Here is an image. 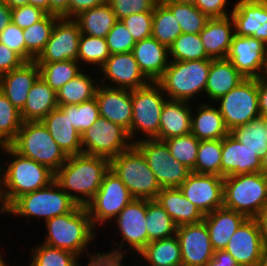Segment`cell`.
Segmentation results:
<instances>
[{
    "label": "cell",
    "mask_w": 267,
    "mask_h": 266,
    "mask_svg": "<svg viewBox=\"0 0 267 266\" xmlns=\"http://www.w3.org/2000/svg\"><path fill=\"white\" fill-rule=\"evenodd\" d=\"M159 0H108V3L118 20L134 13L154 11Z\"/></svg>",
    "instance_id": "obj_52"
},
{
    "label": "cell",
    "mask_w": 267,
    "mask_h": 266,
    "mask_svg": "<svg viewBox=\"0 0 267 266\" xmlns=\"http://www.w3.org/2000/svg\"><path fill=\"white\" fill-rule=\"evenodd\" d=\"M155 200L170 215L177 227L204 220L203 213L186 199L179 188H162Z\"/></svg>",
    "instance_id": "obj_30"
},
{
    "label": "cell",
    "mask_w": 267,
    "mask_h": 266,
    "mask_svg": "<svg viewBox=\"0 0 267 266\" xmlns=\"http://www.w3.org/2000/svg\"><path fill=\"white\" fill-rule=\"evenodd\" d=\"M132 142L145 157L161 188H178L191 173L189 168L171 156L164 141L140 138Z\"/></svg>",
    "instance_id": "obj_12"
},
{
    "label": "cell",
    "mask_w": 267,
    "mask_h": 266,
    "mask_svg": "<svg viewBox=\"0 0 267 266\" xmlns=\"http://www.w3.org/2000/svg\"><path fill=\"white\" fill-rule=\"evenodd\" d=\"M261 173L267 176V151L261 157Z\"/></svg>",
    "instance_id": "obj_66"
},
{
    "label": "cell",
    "mask_w": 267,
    "mask_h": 266,
    "mask_svg": "<svg viewBox=\"0 0 267 266\" xmlns=\"http://www.w3.org/2000/svg\"><path fill=\"white\" fill-rule=\"evenodd\" d=\"M246 219L245 215L224 206L204 215L203 221L207 226L214 251L224 250L231 236Z\"/></svg>",
    "instance_id": "obj_28"
},
{
    "label": "cell",
    "mask_w": 267,
    "mask_h": 266,
    "mask_svg": "<svg viewBox=\"0 0 267 266\" xmlns=\"http://www.w3.org/2000/svg\"><path fill=\"white\" fill-rule=\"evenodd\" d=\"M139 255L148 266H182L181 248L176 234L151 241Z\"/></svg>",
    "instance_id": "obj_35"
},
{
    "label": "cell",
    "mask_w": 267,
    "mask_h": 266,
    "mask_svg": "<svg viewBox=\"0 0 267 266\" xmlns=\"http://www.w3.org/2000/svg\"><path fill=\"white\" fill-rule=\"evenodd\" d=\"M232 28L235 29V24L231 15L207 20L199 36L206 54L211 59H226L235 35Z\"/></svg>",
    "instance_id": "obj_27"
},
{
    "label": "cell",
    "mask_w": 267,
    "mask_h": 266,
    "mask_svg": "<svg viewBox=\"0 0 267 266\" xmlns=\"http://www.w3.org/2000/svg\"><path fill=\"white\" fill-rule=\"evenodd\" d=\"M100 117L96 98L80 104L69 105V119L80 134Z\"/></svg>",
    "instance_id": "obj_49"
},
{
    "label": "cell",
    "mask_w": 267,
    "mask_h": 266,
    "mask_svg": "<svg viewBox=\"0 0 267 266\" xmlns=\"http://www.w3.org/2000/svg\"><path fill=\"white\" fill-rule=\"evenodd\" d=\"M191 114V134L198 140L223 139L230 133L218 108L203 103Z\"/></svg>",
    "instance_id": "obj_33"
},
{
    "label": "cell",
    "mask_w": 267,
    "mask_h": 266,
    "mask_svg": "<svg viewBox=\"0 0 267 266\" xmlns=\"http://www.w3.org/2000/svg\"><path fill=\"white\" fill-rule=\"evenodd\" d=\"M255 266H267V250L263 253L260 260L256 263Z\"/></svg>",
    "instance_id": "obj_67"
},
{
    "label": "cell",
    "mask_w": 267,
    "mask_h": 266,
    "mask_svg": "<svg viewBox=\"0 0 267 266\" xmlns=\"http://www.w3.org/2000/svg\"><path fill=\"white\" fill-rule=\"evenodd\" d=\"M28 5L42 8L47 14H50V0H29Z\"/></svg>",
    "instance_id": "obj_64"
},
{
    "label": "cell",
    "mask_w": 267,
    "mask_h": 266,
    "mask_svg": "<svg viewBox=\"0 0 267 266\" xmlns=\"http://www.w3.org/2000/svg\"><path fill=\"white\" fill-rule=\"evenodd\" d=\"M147 200L133 199L115 218V224L122 234V241L118 248L112 252L124 254L123 243L127 242L128 249L139 254L148 244V234L146 230ZM123 250V251H122Z\"/></svg>",
    "instance_id": "obj_16"
},
{
    "label": "cell",
    "mask_w": 267,
    "mask_h": 266,
    "mask_svg": "<svg viewBox=\"0 0 267 266\" xmlns=\"http://www.w3.org/2000/svg\"><path fill=\"white\" fill-rule=\"evenodd\" d=\"M0 266H7V264L5 263L4 258H2V254L1 253H0Z\"/></svg>",
    "instance_id": "obj_70"
},
{
    "label": "cell",
    "mask_w": 267,
    "mask_h": 266,
    "mask_svg": "<svg viewBox=\"0 0 267 266\" xmlns=\"http://www.w3.org/2000/svg\"><path fill=\"white\" fill-rule=\"evenodd\" d=\"M11 17V7L6 2L0 1V33L12 22Z\"/></svg>",
    "instance_id": "obj_62"
},
{
    "label": "cell",
    "mask_w": 267,
    "mask_h": 266,
    "mask_svg": "<svg viewBox=\"0 0 267 266\" xmlns=\"http://www.w3.org/2000/svg\"><path fill=\"white\" fill-rule=\"evenodd\" d=\"M106 41L110 54L131 52L136 44L121 20H118L106 35Z\"/></svg>",
    "instance_id": "obj_50"
},
{
    "label": "cell",
    "mask_w": 267,
    "mask_h": 266,
    "mask_svg": "<svg viewBox=\"0 0 267 266\" xmlns=\"http://www.w3.org/2000/svg\"><path fill=\"white\" fill-rule=\"evenodd\" d=\"M29 266H78L74 253L45 244L34 246Z\"/></svg>",
    "instance_id": "obj_45"
},
{
    "label": "cell",
    "mask_w": 267,
    "mask_h": 266,
    "mask_svg": "<svg viewBox=\"0 0 267 266\" xmlns=\"http://www.w3.org/2000/svg\"><path fill=\"white\" fill-rule=\"evenodd\" d=\"M81 34L106 38V35L118 21L108 2L79 13L73 18Z\"/></svg>",
    "instance_id": "obj_34"
},
{
    "label": "cell",
    "mask_w": 267,
    "mask_h": 266,
    "mask_svg": "<svg viewBox=\"0 0 267 266\" xmlns=\"http://www.w3.org/2000/svg\"><path fill=\"white\" fill-rule=\"evenodd\" d=\"M146 230L148 243L176 234L177 226L156 200H147Z\"/></svg>",
    "instance_id": "obj_39"
},
{
    "label": "cell",
    "mask_w": 267,
    "mask_h": 266,
    "mask_svg": "<svg viewBox=\"0 0 267 266\" xmlns=\"http://www.w3.org/2000/svg\"><path fill=\"white\" fill-rule=\"evenodd\" d=\"M183 100L167 99L160 116L159 134L154 138L167 140L191 133L192 106Z\"/></svg>",
    "instance_id": "obj_29"
},
{
    "label": "cell",
    "mask_w": 267,
    "mask_h": 266,
    "mask_svg": "<svg viewBox=\"0 0 267 266\" xmlns=\"http://www.w3.org/2000/svg\"><path fill=\"white\" fill-rule=\"evenodd\" d=\"M110 169L134 199L155 200L162 189L145 157L134 144L110 160Z\"/></svg>",
    "instance_id": "obj_5"
},
{
    "label": "cell",
    "mask_w": 267,
    "mask_h": 266,
    "mask_svg": "<svg viewBox=\"0 0 267 266\" xmlns=\"http://www.w3.org/2000/svg\"><path fill=\"white\" fill-rule=\"evenodd\" d=\"M228 0H196L195 7L208 18H222L231 15L226 12Z\"/></svg>",
    "instance_id": "obj_55"
},
{
    "label": "cell",
    "mask_w": 267,
    "mask_h": 266,
    "mask_svg": "<svg viewBox=\"0 0 267 266\" xmlns=\"http://www.w3.org/2000/svg\"><path fill=\"white\" fill-rule=\"evenodd\" d=\"M223 206L256 218L267 206V176L257 172L224 177Z\"/></svg>",
    "instance_id": "obj_4"
},
{
    "label": "cell",
    "mask_w": 267,
    "mask_h": 266,
    "mask_svg": "<svg viewBox=\"0 0 267 266\" xmlns=\"http://www.w3.org/2000/svg\"><path fill=\"white\" fill-rule=\"evenodd\" d=\"M95 98L101 117L121 125L128 131L132 121V90L115 88L106 83L97 87Z\"/></svg>",
    "instance_id": "obj_22"
},
{
    "label": "cell",
    "mask_w": 267,
    "mask_h": 266,
    "mask_svg": "<svg viewBox=\"0 0 267 266\" xmlns=\"http://www.w3.org/2000/svg\"><path fill=\"white\" fill-rule=\"evenodd\" d=\"M10 146L20 155L43 164L54 172L68 158L41 121L23 122Z\"/></svg>",
    "instance_id": "obj_7"
},
{
    "label": "cell",
    "mask_w": 267,
    "mask_h": 266,
    "mask_svg": "<svg viewBox=\"0 0 267 266\" xmlns=\"http://www.w3.org/2000/svg\"><path fill=\"white\" fill-rule=\"evenodd\" d=\"M121 21L136 42L152 36L153 11L134 13Z\"/></svg>",
    "instance_id": "obj_51"
},
{
    "label": "cell",
    "mask_w": 267,
    "mask_h": 266,
    "mask_svg": "<svg viewBox=\"0 0 267 266\" xmlns=\"http://www.w3.org/2000/svg\"><path fill=\"white\" fill-rule=\"evenodd\" d=\"M170 151L171 156L184 164L191 171L195 167L199 142L191 133L163 140Z\"/></svg>",
    "instance_id": "obj_47"
},
{
    "label": "cell",
    "mask_w": 267,
    "mask_h": 266,
    "mask_svg": "<svg viewBox=\"0 0 267 266\" xmlns=\"http://www.w3.org/2000/svg\"><path fill=\"white\" fill-rule=\"evenodd\" d=\"M29 0H7L6 3L11 7V8H16L19 6H24L28 5Z\"/></svg>",
    "instance_id": "obj_65"
},
{
    "label": "cell",
    "mask_w": 267,
    "mask_h": 266,
    "mask_svg": "<svg viewBox=\"0 0 267 266\" xmlns=\"http://www.w3.org/2000/svg\"><path fill=\"white\" fill-rule=\"evenodd\" d=\"M47 229L43 244L70 251L80 257L95 238L88 210L77 205L71 212L56 216L45 223Z\"/></svg>",
    "instance_id": "obj_3"
},
{
    "label": "cell",
    "mask_w": 267,
    "mask_h": 266,
    "mask_svg": "<svg viewBox=\"0 0 267 266\" xmlns=\"http://www.w3.org/2000/svg\"><path fill=\"white\" fill-rule=\"evenodd\" d=\"M163 93L157 82H150L144 87L132 90L130 140L136 137L137 132H142L145 139H154L159 134L160 116L167 100Z\"/></svg>",
    "instance_id": "obj_9"
},
{
    "label": "cell",
    "mask_w": 267,
    "mask_h": 266,
    "mask_svg": "<svg viewBox=\"0 0 267 266\" xmlns=\"http://www.w3.org/2000/svg\"><path fill=\"white\" fill-rule=\"evenodd\" d=\"M109 169L110 160L105 157L83 153L71 155L55 172V181L77 205L85 207L100 188Z\"/></svg>",
    "instance_id": "obj_1"
},
{
    "label": "cell",
    "mask_w": 267,
    "mask_h": 266,
    "mask_svg": "<svg viewBox=\"0 0 267 266\" xmlns=\"http://www.w3.org/2000/svg\"><path fill=\"white\" fill-rule=\"evenodd\" d=\"M39 76L40 69L35 61L24 62L20 67L0 75V90L21 111Z\"/></svg>",
    "instance_id": "obj_25"
},
{
    "label": "cell",
    "mask_w": 267,
    "mask_h": 266,
    "mask_svg": "<svg viewBox=\"0 0 267 266\" xmlns=\"http://www.w3.org/2000/svg\"><path fill=\"white\" fill-rule=\"evenodd\" d=\"M230 13L237 36H251L267 45V0H240Z\"/></svg>",
    "instance_id": "obj_20"
},
{
    "label": "cell",
    "mask_w": 267,
    "mask_h": 266,
    "mask_svg": "<svg viewBox=\"0 0 267 266\" xmlns=\"http://www.w3.org/2000/svg\"><path fill=\"white\" fill-rule=\"evenodd\" d=\"M258 104L260 114H267V76L258 78Z\"/></svg>",
    "instance_id": "obj_60"
},
{
    "label": "cell",
    "mask_w": 267,
    "mask_h": 266,
    "mask_svg": "<svg viewBox=\"0 0 267 266\" xmlns=\"http://www.w3.org/2000/svg\"><path fill=\"white\" fill-rule=\"evenodd\" d=\"M226 59L245 78L267 76V45L251 36H233Z\"/></svg>",
    "instance_id": "obj_14"
},
{
    "label": "cell",
    "mask_w": 267,
    "mask_h": 266,
    "mask_svg": "<svg viewBox=\"0 0 267 266\" xmlns=\"http://www.w3.org/2000/svg\"><path fill=\"white\" fill-rule=\"evenodd\" d=\"M230 134L240 141L244 147L256 151L262 157L267 151V128L262 117L251 120L230 131Z\"/></svg>",
    "instance_id": "obj_40"
},
{
    "label": "cell",
    "mask_w": 267,
    "mask_h": 266,
    "mask_svg": "<svg viewBox=\"0 0 267 266\" xmlns=\"http://www.w3.org/2000/svg\"><path fill=\"white\" fill-rule=\"evenodd\" d=\"M223 182L224 178L218 175L191 172L178 188L203 215H207L223 207Z\"/></svg>",
    "instance_id": "obj_15"
},
{
    "label": "cell",
    "mask_w": 267,
    "mask_h": 266,
    "mask_svg": "<svg viewBox=\"0 0 267 266\" xmlns=\"http://www.w3.org/2000/svg\"><path fill=\"white\" fill-rule=\"evenodd\" d=\"M256 219L260 227L261 237L267 249V206L259 213Z\"/></svg>",
    "instance_id": "obj_63"
},
{
    "label": "cell",
    "mask_w": 267,
    "mask_h": 266,
    "mask_svg": "<svg viewBox=\"0 0 267 266\" xmlns=\"http://www.w3.org/2000/svg\"><path fill=\"white\" fill-rule=\"evenodd\" d=\"M261 117L264 120V123H265L266 128H267V114L261 115Z\"/></svg>",
    "instance_id": "obj_72"
},
{
    "label": "cell",
    "mask_w": 267,
    "mask_h": 266,
    "mask_svg": "<svg viewBox=\"0 0 267 266\" xmlns=\"http://www.w3.org/2000/svg\"><path fill=\"white\" fill-rule=\"evenodd\" d=\"M245 77L227 59H211L205 95L217 101L236 87Z\"/></svg>",
    "instance_id": "obj_32"
},
{
    "label": "cell",
    "mask_w": 267,
    "mask_h": 266,
    "mask_svg": "<svg viewBox=\"0 0 267 266\" xmlns=\"http://www.w3.org/2000/svg\"><path fill=\"white\" fill-rule=\"evenodd\" d=\"M41 122L67 156L82 154L81 134L69 119V105H59Z\"/></svg>",
    "instance_id": "obj_24"
},
{
    "label": "cell",
    "mask_w": 267,
    "mask_h": 266,
    "mask_svg": "<svg viewBox=\"0 0 267 266\" xmlns=\"http://www.w3.org/2000/svg\"><path fill=\"white\" fill-rule=\"evenodd\" d=\"M80 28L73 19L60 18L53 28L45 48L35 62L78 60Z\"/></svg>",
    "instance_id": "obj_17"
},
{
    "label": "cell",
    "mask_w": 267,
    "mask_h": 266,
    "mask_svg": "<svg viewBox=\"0 0 267 266\" xmlns=\"http://www.w3.org/2000/svg\"><path fill=\"white\" fill-rule=\"evenodd\" d=\"M182 266H205L212 258L214 249L204 221L177 227Z\"/></svg>",
    "instance_id": "obj_18"
},
{
    "label": "cell",
    "mask_w": 267,
    "mask_h": 266,
    "mask_svg": "<svg viewBox=\"0 0 267 266\" xmlns=\"http://www.w3.org/2000/svg\"><path fill=\"white\" fill-rule=\"evenodd\" d=\"M174 14L182 33L199 34L209 19L194 5L162 1Z\"/></svg>",
    "instance_id": "obj_44"
},
{
    "label": "cell",
    "mask_w": 267,
    "mask_h": 266,
    "mask_svg": "<svg viewBox=\"0 0 267 266\" xmlns=\"http://www.w3.org/2000/svg\"><path fill=\"white\" fill-rule=\"evenodd\" d=\"M95 80L84 72L69 80L56 91L58 105L80 104L95 98V93L99 85L98 79ZM96 82L98 84H95Z\"/></svg>",
    "instance_id": "obj_37"
},
{
    "label": "cell",
    "mask_w": 267,
    "mask_h": 266,
    "mask_svg": "<svg viewBox=\"0 0 267 266\" xmlns=\"http://www.w3.org/2000/svg\"><path fill=\"white\" fill-rule=\"evenodd\" d=\"M59 19L58 16L46 14L40 21L23 29L25 62L34 61L43 51Z\"/></svg>",
    "instance_id": "obj_36"
},
{
    "label": "cell",
    "mask_w": 267,
    "mask_h": 266,
    "mask_svg": "<svg viewBox=\"0 0 267 266\" xmlns=\"http://www.w3.org/2000/svg\"><path fill=\"white\" fill-rule=\"evenodd\" d=\"M134 198L120 178L109 169L102 180L100 188L85 206L92 224H103L111 220L129 204Z\"/></svg>",
    "instance_id": "obj_13"
},
{
    "label": "cell",
    "mask_w": 267,
    "mask_h": 266,
    "mask_svg": "<svg viewBox=\"0 0 267 266\" xmlns=\"http://www.w3.org/2000/svg\"><path fill=\"white\" fill-rule=\"evenodd\" d=\"M217 102H220L218 109L229 131L261 117L258 104V79H243Z\"/></svg>",
    "instance_id": "obj_10"
},
{
    "label": "cell",
    "mask_w": 267,
    "mask_h": 266,
    "mask_svg": "<svg viewBox=\"0 0 267 266\" xmlns=\"http://www.w3.org/2000/svg\"><path fill=\"white\" fill-rule=\"evenodd\" d=\"M0 204H2L1 206H0V212H4V213H6L5 211H6V209H5V207L3 206V203H2V200H1V195H0Z\"/></svg>",
    "instance_id": "obj_71"
},
{
    "label": "cell",
    "mask_w": 267,
    "mask_h": 266,
    "mask_svg": "<svg viewBox=\"0 0 267 266\" xmlns=\"http://www.w3.org/2000/svg\"><path fill=\"white\" fill-rule=\"evenodd\" d=\"M103 73L102 85L108 79L115 88L135 90L150 83L139 68L131 52L111 54L100 68Z\"/></svg>",
    "instance_id": "obj_21"
},
{
    "label": "cell",
    "mask_w": 267,
    "mask_h": 266,
    "mask_svg": "<svg viewBox=\"0 0 267 266\" xmlns=\"http://www.w3.org/2000/svg\"><path fill=\"white\" fill-rule=\"evenodd\" d=\"M58 106L56 91L39 76L20 111L21 119L23 122L41 121Z\"/></svg>",
    "instance_id": "obj_31"
},
{
    "label": "cell",
    "mask_w": 267,
    "mask_h": 266,
    "mask_svg": "<svg viewBox=\"0 0 267 266\" xmlns=\"http://www.w3.org/2000/svg\"><path fill=\"white\" fill-rule=\"evenodd\" d=\"M222 139L200 140L195 167L191 172L221 176Z\"/></svg>",
    "instance_id": "obj_42"
},
{
    "label": "cell",
    "mask_w": 267,
    "mask_h": 266,
    "mask_svg": "<svg viewBox=\"0 0 267 266\" xmlns=\"http://www.w3.org/2000/svg\"><path fill=\"white\" fill-rule=\"evenodd\" d=\"M77 204L54 180L47 187L18 197L6 213L27 217H42L45 222L56 216L71 212Z\"/></svg>",
    "instance_id": "obj_8"
},
{
    "label": "cell",
    "mask_w": 267,
    "mask_h": 266,
    "mask_svg": "<svg viewBox=\"0 0 267 266\" xmlns=\"http://www.w3.org/2000/svg\"><path fill=\"white\" fill-rule=\"evenodd\" d=\"M132 53L150 82H157L169 65V48L152 36L137 41Z\"/></svg>",
    "instance_id": "obj_26"
},
{
    "label": "cell",
    "mask_w": 267,
    "mask_h": 266,
    "mask_svg": "<svg viewBox=\"0 0 267 266\" xmlns=\"http://www.w3.org/2000/svg\"><path fill=\"white\" fill-rule=\"evenodd\" d=\"M11 21L21 29H25L40 21L46 14L42 8L32 5H24L11 8Z\"/></svg>",
    "instance_id": "obj_53"
},
{
    "label": "cell",
    "mask_w": 267,
    "mask_h": 266,
    "mask_svg": "<svg viewBox=\"0 0 267 266\" xmlns=\"http://www.w3.org/2000/svg\"><path fill=\"white\" fill-rule=\"evenodd\" d=\"M0 42L16 52L25 61L23 29L12 22L0 33Z\"/></svg>",
    "instance_id": "obj_54"
},
{
    "label": "cell",
    "mask_w": 267,
    "mask_h": 266,
    "mask_svg": "<svg viewBox=\"0 0 267 266\" xmlns=\"http://www.w3.org/2000/svg\"><path fill=\"white\" fill-rule=\"evenodd\" d=\"M25 61L0 42V75L20 67Z\"/></svg>",
    "instance_id": "obj_56"
},
{
    "label": "cell",
    "mask_w": 267,
    "mask_h": 266,
    "mask_svg": "<svg viewBox=\"0 0 267 266\" xmlns=\"http://www.w3.org/2000/svg\"><path fill=\"white\" fill-rule=\"evenodd\" d=\"M261 172V157L230 133L222 139L221 177Z\"/></svg>",
    "instance_id": "obj_23"
},
{
    "label": "cell",
    "mask_w": 267,
    "mask_h": 266,
    "mask_svg": "<svg viewBox=\"0 0 267 266\" xmlns=\"http://www.w3.org/2000/svg\"><path fill=\"white\" fill-rule=\"evenodd\" d=\"M170 61L211 59L204 49L199 34L182 33L169 47Z\"/></svg>",
    "instance_id": "obj_43"
},
{
    "label": "cell",
    "mask_w": 267,
    "mask_h": 266,
    "mask_svg": "<svg viewBox=\"0 0 267 266\" xmlns=\"http://www.w3.org/2000/svg\"><path fill=\"white\" fill-rule=\"evenodd\" d=\"M239 266H255L267 250L256 218H247L231 236L224 249Z\"/></svg>",
    "instance_id": "obj_19"
},
{
    "label": "cell",
    "mask_w": 267,
    "mask_h": 266,
    "mask_svg": "<svg viewBox=\"0 0 267 266\" xmlns=\"http://www.w3.org/2000/svg\"><path fill=\"white\" fill-rule=\"evenodd\" d=\"M108 0H70L69 1V19H73L79 13L91 9L95 6L102 5Z\"/></svg>",
    "instance_id": "obj_58"
},
{
    "label": "cell",
    "mask_w": 267,
    "mask_h": 266,
    "mask_svg": "<svg viewBox=\"0 0 267 266\" xmlns=\"http://www.w3.org/2000/svg\"><path fill=\"white\" fill-rule=\"evenodd\" d=\"M211 59L170 61L157 83L172 100L190 102L199 92H205Z\"/></svg>",
    "instance_id": "obj_6"
},
{
    "label": "cell",
    "mask_w": 267,
    "mask_h": 266,
    "mask_svg": "<svg viewBox=\"0 0 267 266\" xmlns=\"http://www.w3.org/2000/svg\"><path fill=\"white\" fill-rule=\"evenodd\" d=\"M81 141L83 154L109 160L134 144L125 128L101 116L81 134Z\"/></svg>",
    "instance_id": "obj_11"
},
{
    "label": "cell",
    "mask_w": 267,
    "mask_h": 266,
    "mask_svg": "<svg viewBox=\"0 0 267 266\" xmlns=\"http://www.w3.org/2000/svg\"><path fill=\"white\" fill-rule=\"evenodd\" d=\"M22 123L20 110L0 90V134L9 144L16 138Z\"/></svg>",
    "instance_id": "obj_48"
},
{
    "label": "cell",
    "mask_w": 267,
    "mask_h": 266,
    "mask_svg": "<svg viewBox=\"0 0 267 266\" xmlns=\"http://www.w3.org/2000/svg\"><path fill=\"white\" fill-rule=\"evenodd\" d=\"M9 146L10 144L0 134V149L5 152Z\"/></svg>",
    "instance_id": "obj_69"
},
{
    "label": "cell",
    "mask_w": 267,
    "mask_h": 266,
    "mask_svg": "<svg viewBox=\"0 0 267 266\" xmlns=\"http://www.w3.org/2000/svg\"><path fill=\"white\" fill-rule=\"evenodd\" d=\"M161 1H173L179 4H187V5H194V6L196 3V0H161Z\"/></svg>",
    "instance_id": "obj_68"
},
{
    "label": "cell",
    "mask_w": 267,
    "mask_h": 266,
    "mask_svg": "<svg viewBox=\"0 0 267 266\" xmlns=\"http://www.w3.org/2000/svg\"><path fill=\"white\" fill-rule=\"evenodd\" d=\"M181 34V27L174 14L159 0L155 4L153 11L152 37L169 48Z\"/></svg>",
    "instance_id": "obj_38"
},
{
    "label": "cell",
    "mask_w": 267,
    "mask_h": 266,
    "mask_svg": "<svg viewBox=\"0 0 267 266\" xmlns=\"http://www.w3.org/2000/svg\"><path fill=\"white\" fill-rule=\"evenodd\" d=\"M5 153L14 159L5 162L8 164L5 168L0 165V195L5 209L18 197L47 187L55 180V172L49 167L20 155L11 146Z\"/></svg>",
    "instance_id": "obj_2"
},
{
    "label": "cell",
    "mask_w": 267,
    "mask_h": 266,
    "mask_svg": "<svg viewBox=\"0 0 267 266\" xmlns=\"http://www.w3.org/2000/svg\"><path fill=\"white\" fill-rule=\"evenodd\" d=\"M36 63L39 66L41 78L55 91L82 72L79 62L73 60Z\"/></svg>",
    "instance_id": "obj_41"
},
{
    "label": "cell",
    "mask_w": 267,
    "mask_h": 266,
    "mask_svg": "<svg viewBox=\"0 0 267 266\" xmlns=\"http://www.w3.org/2000/svg\"><path fill=\"white\" fill-rule=\"evenodd\" d=\"M106 38L81 34L78 46V62L99 65L101 68L110 56Z\"/></svg>",
    "instance_id": "obj_46"
},
{
    "label": "cell",
    "mask_w": 267,
    "mask_h": 266,
    "mask_svg": "<svg viewBox=\"0 0 267 266\" xmlns=\"http://www.w3.org/2000/svg\"><path fill=\"white\" fill-rule=\"evenodd\" d=\"M124 254L109 251V253L87 254L89 263L87 266H119L122 263Z\"/></svg>",
    "instance_id": "obj_57"
},
{
    "label": "cell",
    "mask_w": 267,
    "mask_h": 266,
    "mask_svg": "<svg viewBox=\"0 0 267 266\" xmlns=\"http://www.w3.org/2000/svg\"><path fill=\"white\" fill-rule=\"evenodd\" d=\"M205 266H239L226 250H215L213 258Z\"/></svg>",
    "instance_id": "obj_59"
},
{
    "label": "cell",
    "mask_w": 267,
    "mask_h": 266,
    "mask_svg": "<svg viewBox=\"0 0 267 266\" xmlns=\"http://www.w3.org/2000/svg\"><path fill=\"white\" fill-rule=\"evenodd\" d=\"M70 0H50V14L69 19Z\"/></svg>",
    "instance_id": "obj_61"
}]
</instances>
